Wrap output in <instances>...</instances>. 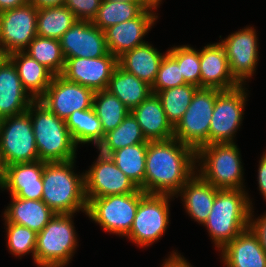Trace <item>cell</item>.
<instances>
[{"instance_id": "16", "label": "cell", "mask_w": 266, "mask_h": 267, "mask_svg": "<svg viewBox=\"0 0 266 267\" xmlns=\"http://www.w3.org/2000/svg\"><path fill=\"white\" fill-rule=\"evenodd\" d=\"M117 66L118 58L110 52L98 58H67L61 76L94 91L106 90Z\"/></svg>"}, {"instance_id": "27", "label": "cell", "mask_w": 266, "mask_h": 267, "mask_svg": "<svg viewBox=\"0 0 266 267\" xmlns=\"http://www.w3.org/2000/svg\"><path fill=\"white\" fill-rule=\"evenodd\" d=\"M8 59L16 67L23 88L34 100H38L48 89L54 75L25 51L12 53Z\"/></svg>"}, {"instance_id": "23", "label": "cell", "mask_w": 266, "mask_h": 267, "mask_svg": "<svg viewBox=\"0 0 266 267\" xmlns=\"http://www.w3.org/2000/svg\"><path fill=\"white\" fill-rule=\"evenodd\" d=\"M148 141L173 138L174 127L168 121L159 96L151 93L131 111Z\"/></svg>"}, {"instance_id": "8", "label": "cell", "mask_w": 266, "mask_h": 267, "mask_svg": "<svg viewBox=\"0 0 266 267\" xmlns=\"http://www.w3.org/2000/svg\"><path fill=\"white\" fill-rule=\"evenodd\" d=\"M221 90L198 88L182 119L174 127L173 137L195 151L210 144V123L216 96Z\"/></svg>"}, {"instance_id": "39", "label": "cell", "mask_w": 266, "mask_h": 267, "mask_svg": "<svg viewBox=\"0 0 266 267\" xmlns=\"http://www.w3.org/2000/svg\"><path fill=\"white\" fill-rule=\"evenodd\" d=\"M184 80L178 63L167 53L159 67L155 82L151 86L152 93L184 85Z\"/></svg>"}, {"instance_id": "18", "label": "cell", "mask_w": 266, "mask_h": 267, "mask_svg": "<svg viewBox=\"0 0 266 267\" xmlns=\"http://www.w3.org/2000/svg\"><path fill=\"white\" fill-rule=\"evenodd\" d=\"M154 12L155 9L148 7L138 17L107 28L104 32L109 52L118 58L123 53L146 43L143 38L158 18Z\"/></svg>"}, {"instance_id": "38", "label": "cell", "mask_w": 266, "mask_h": 267, "mask_svg": "<svg viewBox=\"0 0 266 267\" xmlns=\"http://www.w3.org/2000/svg\"><path fill=\"white\" fill-rule=\"evenodd\" d=\"M7 248L12 255L21 257L32 253L33 261L37 241V233L28 227L5 223Z\"/></svg>"}, {"instance_id": "1", "label": "cell", "mask_w": 266, "mask_h": 267, "mask_svg": "<svg viewBox=\"0 0 266 267\" xmlns=\"http://www.w3.org/2000/svg\"><path fill=\"white\" fill-rule=\"evenodd\" d=\"M196 173V151L174 137L148 141L144 192L175 196Z\"/></svg>"}, {"instance_id": "42", "label": "cell", "mask_w": 266, "mask_h": 267, "mask_svg": "<svg viewBox=\"0 0 266 267\" xmlns=\"http://www.w3.org/2000/svg\"><path fill=\"white\" fill-rule=\"evenodd\" d=\"M258 166V187L261 195L266 200V152H263V156H261Z\"/></svg>"}, {"instance_id": "34", "label": "cell", "mask_w": 266, "mask_h": 267, "mask_svg": "<svg viewBox=\"0 0 266 267\" xmlns=\"http://www.w3.org/2000/svg\"><path fill=\"white\" fill-rule=\"evenodd\" d=\"M93 108L99 118L103 134L116 129L130 110L108 90L95 91Z\"/></svg>"}, {"instance_id": "45", "label": "cell", "mask_w": 266, "mask_h": 267, "mask_svg": "<svg viewBox=\"0 0 266 267\" xmlns=\"http://www.w3.org/2000/svg\"><path fill=\"white\" fill-rule=\"evenodd\" d=\"M37 9L64 5L65 0H29Z\"/></svg>"}, {"instance_id": "3", "label": "cell", "mask_w": 266, "mask_h": 267, "mask_svg": "<svg viewBox=\"0 0 266 267\" xmlns=\"http://www.w3.org/2000/svg\"><path fill=\"white\" fill-rule=\"evenodd\" d=\"M252 200L245 189H219L203 226L220 251L249 227Z\"/></svg>"}, {"instance_id": "49", "label": "cell", "mask_w": 266, "mask_h": 267, "mask_svg": "<svg viewBox=\"0 0 266 267\" xmlns=\"http://www.w3.org/2000/svg\"><path fill=\"white\" fill-rule=\"evenodd\" d=\"M110 1L142 2L141 0H110Z\"/></svg>"}, {"instance_id": "36", "label": "cell", "mask_w": 266, "mask_h": 267, "mask_svg": "<svg viewBox=\"0 0 266 267\" xmlns=\"http://www.w3.org/2000/svg\"><path fill=\"white\" fill-rule=\"evenodd\" d=\"M197 89V86L186 83L157 93L166 117L173 127L182 119Z\"/></svg>"}, {"instance_id": "21", "label": "cell", "mask_w": 266, "mask_h": 267, "mask_svg": "<svg viewBox=\"0 0 266 267\" xmlns=\"http://www.w3.org/2000/svg\"><path fill=\"white\" fill-rule=\"evenodd\" d=\"M33 101L23 88L16 67L7 58L0 65V119L26 112Z\"/></svg>"}, {"instance_id": "2", "label": "cell", "mask_w": 266, "mask_h": 267, "mask_svg": "<svg viewBox=\"0 0 266 267\" xmlns=\"http://www.w3.org/2000/svg\"><path fill=\"white\" fill-rule=\"evenodd\" d=\"M76 160L45 162L42 201L56 214L87 212L84 172H74Z\"/></svg>"}, {"instance_id": "9", "label": "cell", "mask_w": 266, "mask_h": 267, "mask_svg": "<svg viewBox=\"0 0 266 267\" xmlns=\"http://www.w3.org/2000/svg\"><path fill=\"white\" fill-rule=\"evenodd\" d=\"M174 197L165 194H149L141 190V200L132 227L125 237L142 248L159 240L170 224L171 204L169 202L174 200Z\"/></svg>"}, {"instance_id": "11", "label": "cell", "mask_w": 266, "mask_h": 267, "mask_svg": "<svg viewBox=\"0 0 266 267\" xmlns=\"http://www.w3.org/2000/svg\"><path fill=\"white\" fill-rule=\"evenodd\" d=\"M243 85L230 90H221L214 104L210 123V144L234 142L236 132L242 124L248 98Z\"/></svg>"}, {"instance_id": "48", "label": "cell", "mask_w": 266, "mask_h": 267, "mask_svg": "<svg viewBox=\"0 0 266 267\" xmlns=\"http://www.w3.org/2000/svg\"><path fill=\"white\" fill-rule=\"evenodd\" d=\"M8 58V55L4 51L3 47L0 44V65Z\"/></svg>"}, {"instance_id": "26", "label": "cell", "mask_w": 266, "mask_h": 267, "mask_svg": "<svg viewBox=\"0 0 266 267\" xmlns=\"http://www.w3.org/2000/svg\"><path fill=\"white\" fill-rule=\"evenodd\" d=\"M4 211V223L19 224L39 233L56 214L42 200L18 198L11 195Z\"/></svg>"}, {"instance_id": "46", "label": "cell", "mask_w": 266, "mask_h": 267, "mask_svg": "<svg viewBox=\"0 0 266 267\" xmlns=\"http://www.w3.org/2000/svg\"><path fill=\"white\" fill-rule=\"evenodd\" d=\"M147 7L157 10L162 3V0H141Z\"/></svg>"}, {"instance_id": "10", "label": "cell", "mask_w": 266, "mask_h": 267, "mask_svg": "<svg viewBox=\"0 0 266 267\" xmlns=\"http://www.w3.org/2000/svg\"><path fill=\"white\" fill-rule=\"evenodd\" d=\"M0 156L5 167L39 160L31 117L27 111L0 119Z\"/></svg>"}, {"instance_id": "29", "label": "cell", "mask_w": 266, "mask_h": 267, "mask_svg": "<svg viewBox=\"0 0 266 267\" xmlns=\"http://www.w3.org/2000/svg\"><path fill=\"white\" fill-rule=\"evenodd\" d=\"M65 124L77 146L92 143L97 148L104 139L101 122L93 107L73 112L65 120Z\"/></svg>"}, {"instance_id": "13", "label": "cell", "mask_w": 266, "mask_h": 267, "mask_svg": "<svg viewBox=\"0 0 266 267\" xmlns=\"http://www.w3.org/2000/svg\"><path fill=\"white\" fill-rule=\"evenodd\" d=\"M86 198H100L136 192L139 188L108 156L99 152L98 158L84 173Z\"/></svg>"}, {"instance_id": "5", "label": "cell", "mask_w": 266, "mask_h": 267, "mask_svg": "<svg viewBox=\"0 0 266 267\" xmlns=\"http://www.w3.org/2000/svg\"><path fill=\"white\" fill-rule=\"evenodd\" d=\"M241 161L235 142L212 143L196 151V172L217 189H245Z\"/></svg>"}, {"instance_id": "32", "label": "cell", "mask_w": 266, "mask_h": 267, "mask_svg": "<svg viewBox=\"0 0 266 267\" xmlns=\"http://www.w3.org/2000/svg\"><path fill=\"white\" fill-rule=\"evenodd\" d=\"M147 143L135 144L113 151L109 157L115 165L144 192Z\"/></svg>"}, {"instance_id": "14", "label": "cell", "mask_w": 266, "mask_h": 267, "mask_svg": "<svg viewBox=\"0 0 266 267\" xmlns=\"http://www.w3.org/2000/svg\"><path fill=\"white\" fill-rule=\"evenodd\" d=\"M95 91L63 76H53L46 92L38 99L58 118L66 120L73 112L93 107Z\"/></svg>"}, {"instance_id": "30", "label": "cell", "mask_w": 266, "mask_h": 267, "mask_svg": "<svg viewBox=\"0 0 266 267\" xmlns=\"http://www.w3.org/2000/svg\"><path fill=\"white\" fill-rule=\"evenodd\" d=\"M77 20L65 5L37 9V35L60 40Z\"/></svg>"}, {"instance_id": "7", "label": "cell", "mask_w": 266, "mask_h": 267, "mask_svg": "<svg viewBox=\"0 0 266 267\" xmlns=\"http://www.w3.org/2000/svg\"><path fill=\"white\" fill-rule=\"evenodd\" d=\"M86 199L88 218L105 232L125 237L132 227L141 200V189L129 194Z\"/></svg>"}, {"instance_id": "35", "label": "cell", "mask_w": 266, "mask_h": 267, "mask_svg": "<svg viewBox=\"0 0 266 267\" xmlns=\"http://www.w3.org/2000/svg\"><path fill=\"white\" fill-rule=\"evenodd\" d=\"M25 52L47 68L54 76L61 75L65 67L60 40L36 36Z\"/></svg>"}, {"instance_id": "44", "label": "cell", "mask_w": 266, "mask_h": 267, "mask_svg": "<svg viewBox=\"0 0 266 267\" xmlns=\"http://www.w3.org/2000/svg\"><path fill=\"white\" fill-rule=\"evenodd\" d=\"M29 0H0V13L28 3Z\"/></svg>"}, {"instance_id": "28", "label": "cell", "mask_w": 266, "mask_h": 267, "mask_svg": "<svg viewBox=\"0 0 266 267\" xmlns=\"http://www.w3.org/2000/svg\"><path fill=\"white\" fill-rule=\"evenodd\" d=\"M130 111L144 101L151 93V86L119 66L114 70L107 89Z\"/></svg>"}, {"instance_id": "24", "label": "cell", "mask_w": 266, "mask_h": 267, "mask_svg": "<svg viewBox=\"0 0 266 267\" xmlns=\"http://www.w3.org/2000/svg\"><path fill=\"white\" fill-rule=\"evenodd\" d=\"M218 190L196 172L175 197L181 196L187 214L203 225L212 210Z\"/></svg>"}, {"instance_id": "37", "label": "cell", "mask_w": 266, "mask_h": 267, "mask_svg": "<svg viewBox=\"0 0 266 267\" xmlns=\"http://www.w3.org/2000/svg\"><path fill=\"white\" fill-rule=\"evenodd\" d=\"M168 54L180 66L181 74L188 84L200 88V50L189 45L173 46L168 49Z\"/></svg>"}, {"instance_id": "41", "label": "cell", "mask_w": 266, "mask_h": 267, "mask_svg": "<svg viewBox=\"0 0 266 267\" xmlns=\"http://www.w3.org/2000/svg\"><path fill=\"white\" fill-rule=\"evenodd\" d=\"M253 210L254 209H251L249 227L257 235L262 248L266 252V212L255 219Z\"/></svg>"}, {"instance_id": "20", "label": "cell", "mask_w": 266, "mask_h": 267, "mask_svg": "<svg viewBox=\"0 0 266 267\" xmlns=\"http://www.w3.org/2000/svg\"><path fill=\"white\" fill-rule=\"evenodd\" d=\"M44 161L17 163L5 167V181L1 190L23 199L41 200Z\"/></svg>"}, {"instance_id": "22", "label": "cell", "mask_w": 266, "mask_h": 267, "mask_svg": "<svg viewBox=\"0 0 266 267\" xmlns=\"http://www.w3.org/2000/svg\"><path fill=\"white\" fill-rule=\"evenodd\" d=\"M226 267H266V252L250 227L242 231L221 250Z\"/></svg>"}, {"instance_id": "43", "label": "cell", "mask_w": 266, "mask_h": 267, "mask_svg": "<svg viewBox=\"0 0 266 267\" xmlns=\"http://www.w3.org/2000/svg\"><path fill=\"white\" fill-rule=\"evenodd\" d=\"M162 267H193L184 256L178 252L172 251V253L165 258V262L161 265Z\"/></svg>"}, {"instance_id": "17", "label": "cell", "mask_w": 266, "mask_h": 267, "mask_svg": "<svg viewBox=\"0 0 266 267\" xmlns=\"http://www.w3.org/2000/svg\"><path fill=\"white\" fill-rule=\"evenodd\" d=\"M64 58H98L109 53L105 32L92 22L77 20L60 38Z\"/></svg>"}, {"instance_id": "12", "label": "cell", "mask_w": 266, "mask_h": 267, "mask_svg": "<svg viewBox=\"0 0 266 267\" xmlns=\"http://www.w3.org/2000/svg\"><path fill=\"white\" fill-rule=\"evenodd\" d=\"M37 8L28 2L0 13V44L7 55L25 51L37 36Z\"/></svg>"}, {"instance_id": "19", "label": "cell", "mask_w": 266, "mask_h": 267, "mask_svg": "<svg viewBox=\"0 0 266 267\" xmlns=\"http://www.w3.org/2000/svg\"><path fill=\"white\" fill-rule=\"evenodd\" d=\"M200 88L230 90L241 85L230 71L224 46L210 43L200 50Z\"/></svg>"}, {"instance_id": "33", "label": "cell", "mask_w": 266, "mask_h": 267, "mask_svg": "<svg viewBox=\"0 0 266 267\" xmlns=\"http://www.w3.org/2000/svg\"><path fill=\"white\" fill-rule=\"evenodd\" d=\"M146 8L143 2L102 0L92 23L100 30L138 17Z\"/></svg>"}, {"instance_id": "6", "label": "cell", "mask_w": 266, "mask_h": 267, "mask_svg": "<svg viewBox=\"0 0 266 267\" xmlns=\"http://www.w3.org/2000/svg\"><path fill=\"white\" fill-rule=\"evenodd\" d=\"M73 215L55 214L37 233L34 263L38 267H64L72 260L78 246Z\"/></svg>"}, {"instance_id": "4", "label": "cell", "mask_w": 266, "mask_h": 267, "mask_svg": "<svg viewBox=\"0 0 266 267\" xmlns=\"http://www.w3.org/2000/svg\"><path fill=\"white\" fill-rule=\"evenodd\" d=\"M27 112L31 117L39 160L55 162L76 158L78 146L65 120L58 118L39 100H34Z\"/></svg>"}, {"instance_id": "47", "label": "cell", "mask_w": 266, "mask_h": 267, "mask_svg": "<svg viewBox=\"0 0 266 267\" xmlns=\"http://www.w3.org/2000/svg\"><path fill=\"white\" fill-rule=\"evenodd\" d=\"M5 181V165L3 163L2 157L0 156V189H2Z\"/></svg>"}, {"instance_id": "31", "label": "cell", "mask_w": 266, "mask_h": 267, "mask_svg": "<svg viewBox=\"0 0 266 267\" xmlns=\"http://www.w3.org/2000/svg\"><path fill=\"white\" fill-rule=\"evenodd\" d=\"M141 143H148V140L130 112L116 129L105 134L97 149L101 154L109 156L113 151Z\"/></svg>"}, {"instance_id": "15", "label": "cell", "mask_w": 266, "mask_h": 267, "mask_svg": "<svg viewBox=\"0 0 266 267\" xmlns=\"http://www.w3.org/2000/svg\"><path fill=\"white\" fill-rule=\"evenodd\" d=\"M256 33L254 27L248 26L220 41L225 48L232 76L241 85H246V80L252 78L257 69L259 43Z\"/></svg>"}, {"instance_id": "25", "label": "cell", "mask_w": 266, "mask_h": 267, "mask_svg": "<svg viewBox=\"0 0 266 267\" xmlns=\"http://www.w3.org/2000/svg\"><path fill=\"white\" fill-rule=\"evenodd\" d=\"M167 53H160L147 41L118 57V66L152 86Z\"/></svg>"}, {"instance_id": "40", "label": "cell", "mask_w": 266, "mask_h": 267, "mask_svg": "<svg viewBox=\"0 0 266 267\" xmlns=\"http://www.w3.org/2000/svg\"><path fill=\"white\" fill-rule=\"evenodd\" d=\"M102 0H65L68 7L78 20L92 22L99 10Z\"/></svg>"}]
</instances>
